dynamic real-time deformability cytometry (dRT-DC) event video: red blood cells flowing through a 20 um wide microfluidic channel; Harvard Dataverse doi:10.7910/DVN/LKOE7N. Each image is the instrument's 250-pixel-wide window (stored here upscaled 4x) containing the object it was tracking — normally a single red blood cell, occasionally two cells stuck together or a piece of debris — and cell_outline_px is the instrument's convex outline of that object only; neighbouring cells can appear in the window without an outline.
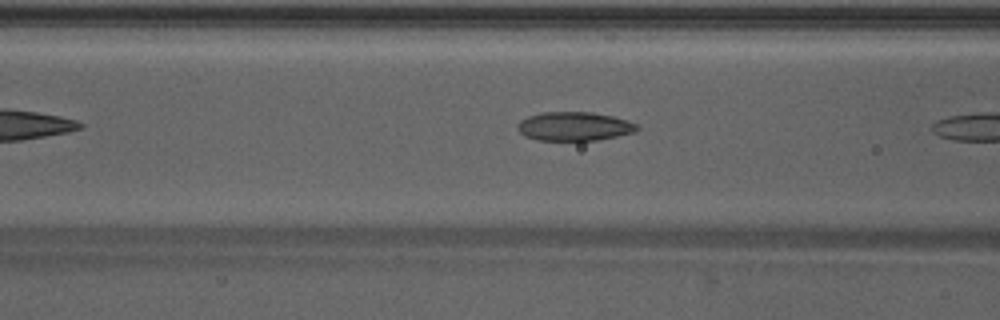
{"species": "Egyptian fruit bat (a non-hibernating species)", "species_latin": "Rousettus aegyptiacus", "temperature_condition": "warm", "stored_images_in_passage": 7, "camera_frame_rate_fps": 3000, "um_per_image_px": 0.085, "animal": {"sex": "male"}, "frame": {"image": 1, "passage_image": 6, "time_ms": 1.667, "image_size_px": [1000, 320], "cell_outline_px": [[640, 128], [632, 132], [616, 136], [596, 140], [536, 140], [524, 136], [516, 128], [516, 124], [520, 120], [528, 116], [544, 112], [592, 112], [612, 116], [628, 120], [636, 124]], "centroid_in_image_um": [48.76, 10.73], "position_along_channel_um": 117.8, "area_um2": 20.06}}